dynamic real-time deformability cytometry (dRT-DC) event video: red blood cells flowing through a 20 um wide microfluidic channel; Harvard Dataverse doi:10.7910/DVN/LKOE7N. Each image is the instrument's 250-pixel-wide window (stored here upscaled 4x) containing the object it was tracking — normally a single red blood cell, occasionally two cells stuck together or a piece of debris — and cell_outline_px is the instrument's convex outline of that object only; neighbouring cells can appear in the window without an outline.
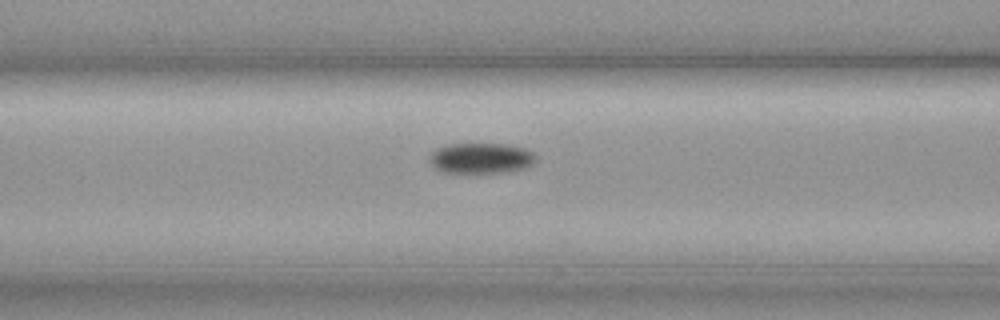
{"species": "common noctule bat (a hibernating species)", "species_latin": "Nyctalus noctula", "temperature_condition": "cold", "stored_images_in_passage": 18, "camera_frame_rate_fps": 3000, "um_per_image_px": 0.085, "animal": {"sex": "female", "body_mass_g": 19.3, "forearm_length_mm": 54.1}, "frame": {"image": 1, "passage_image": 16, "time_ms": 5.0, "image_size_px": [1000, 320], "cell_outline_px": [[536, 160], [532, 164], [524, 168], [500, 172], [444, 172], [436, 168], [428, 160], [428, 156], [436, 148], [448, 144], [508, 144], [524, 148], [532, 152], [536, 156]], "centroid_in_image_um": [40.86, 13.43], "position_along_channel_um": 125.7, "area_um2": 18.79}}